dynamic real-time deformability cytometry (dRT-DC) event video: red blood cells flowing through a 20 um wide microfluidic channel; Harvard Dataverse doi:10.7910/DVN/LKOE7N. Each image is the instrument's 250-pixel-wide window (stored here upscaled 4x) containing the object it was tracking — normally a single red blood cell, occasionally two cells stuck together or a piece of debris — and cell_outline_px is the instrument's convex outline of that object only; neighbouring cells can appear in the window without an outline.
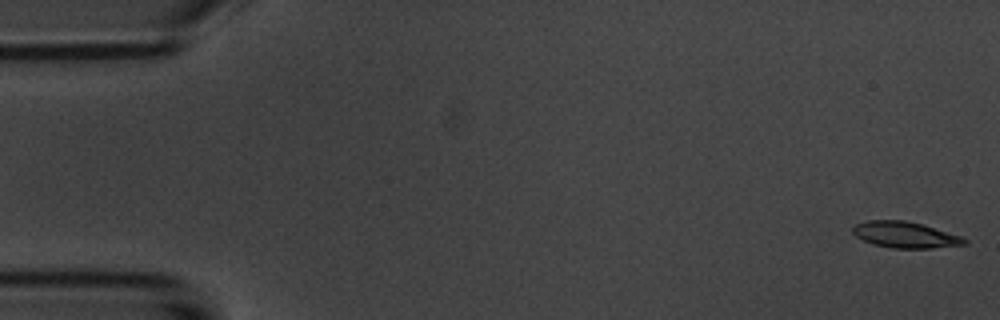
{"species": "common noctule bat (a hibernating species)", "species_latin": "Nyctalus noctula", "temperature_condition": "room temperature", "stored_images_in_passage": 54, "camera_frame_rate_fps": 3000, "um_per_image_px": 0.085, "animal": {"sex": "male", "body_mass_g": 20.1, "forearm_length_mm": 53.5}, "frame": {"image": 1, "passage_image": 1, "time_ms": 0.0, "image_size_px": [1000, 320], "cell_outline_px": [[968, 244], [932, 248], [892, 248], [872, 244], [856, 236], [852, 232], [852, 228], [856, 224], [868, 220], [904, 220], [924, 224], [960, 236], [968, 240]], "centroid_in_image_um": [76.95, 19.95], "position_along_channel_um": 8.1, "area_um2": 17.05}}
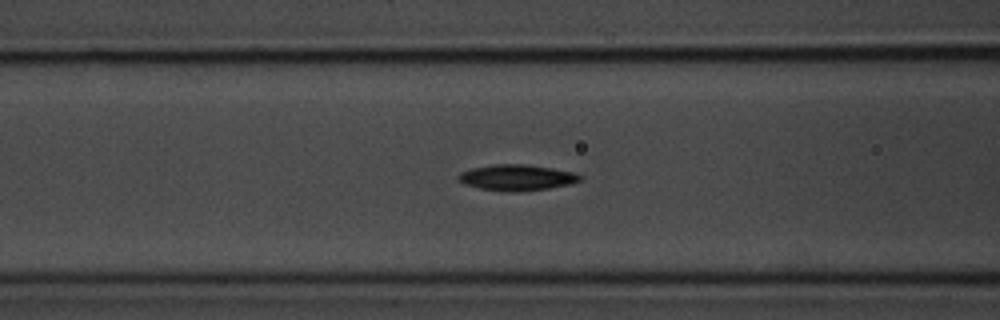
{"frame": {"image": 2, "passage_image": 21, "time_ms": 6.667, "image_size_px": [1000, 320], "cell_outline_px": [[584, 176], [580, 180], [572, 184], [548, 188], [516, 192], [504, 192], [480, 188], [464, 184], [456, 176], [460, 172], [472, 168], [496, 164], [524, 164], [552, 168], [576, 172]], "centroid_in_image_um": [43.96, 15.09], "position_along_channel_um": 122.6, "area_um2": 18.5}}
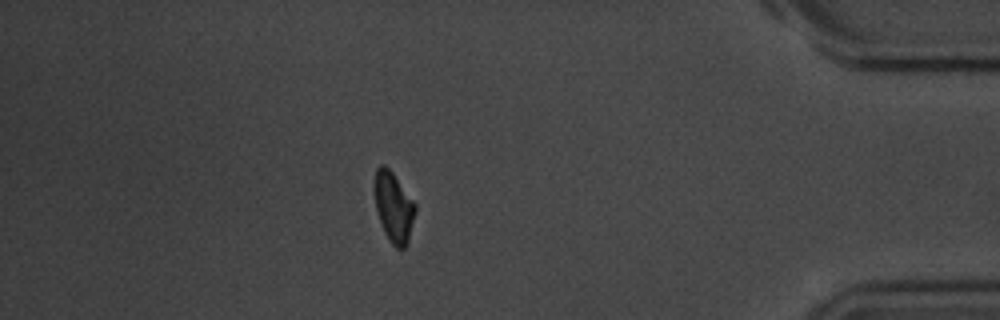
{"frame": {"image": 3, "passage_image": 47, "time_ms": 15.333, "image_size_px": [1000, 320], "cell_outline_px": [[416, 212], [408, 244], [404, 248], [396, 248], [388, 240], [384, 232], [376, 208], [372, 184], [376, 168], [380, 164], [384, 164], [392, 172], [416, 204]], "centroid_in_image_um": [33.45, 17.59], "position_along_channel_um": 401.8, "area_um2": 16.99}, "authors_computed_cell_mechanics": {"area_um2": 17.4845, "velocity_mm_per_s": 3.7099, "shape_relaxation_time_tau1_ms": 2.5745, "shape_relaxation_time_tau2_ms": null, "deformation_change_tau1": 0.1111, "deformation_change_tau2": null}}